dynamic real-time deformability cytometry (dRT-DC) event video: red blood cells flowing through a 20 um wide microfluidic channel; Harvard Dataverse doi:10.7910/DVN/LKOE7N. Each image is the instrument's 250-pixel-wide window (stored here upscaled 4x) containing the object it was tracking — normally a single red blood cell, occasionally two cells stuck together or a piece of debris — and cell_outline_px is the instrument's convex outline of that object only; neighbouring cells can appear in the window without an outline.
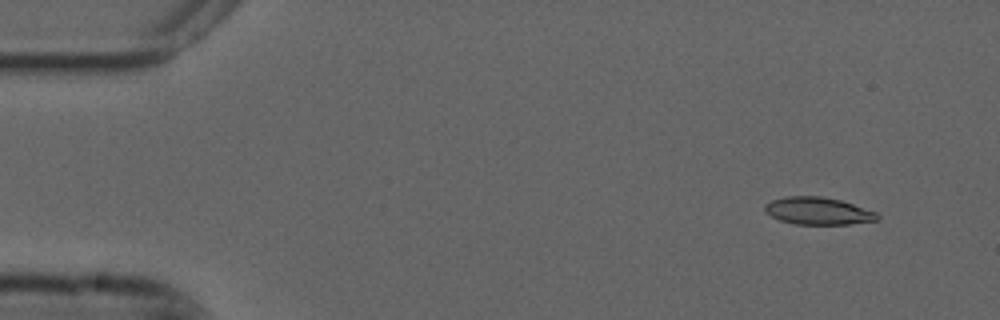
{"species": "common noctule bat (a hibernating species)", "species_latin": "Nyctalus noctula", "temperature_condition": "cold", "stored_images_in_passage": 51, "camera_frame_rate_fps": 3000, "um_per_image_px": 0.085, "animal": {"sex": "male", "forearm_length_mm": 52.5}, "frame": {"image": 1, "passage_image": 1, "time_ms": 0.0, "image_size_px": [1000, 320], "cell_outline_px": [[880, 220], [848, 224], [796, 224], [780, 220], [764, 212], [764, 204], [772, 200], [784, 196], [820, 196], [840, 200], [876, 212], [880, 216]], "centroid_in_image_um": [69.52, 17.93], "position_along_channel_um": 15.5, "area_um2": 17.92}}
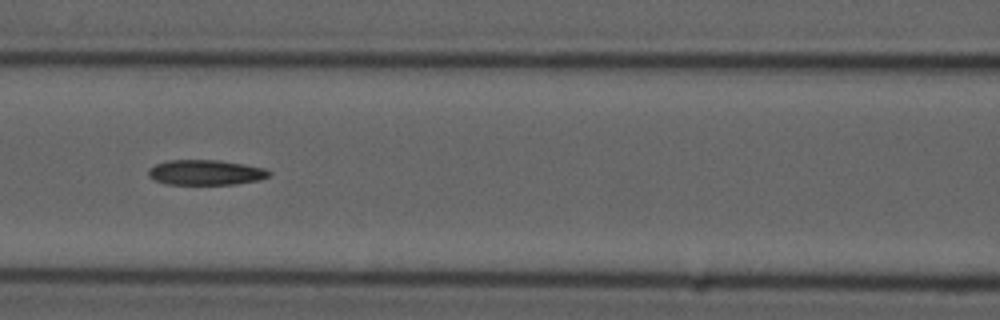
{"frame": {"image": 2, "passage_image": 20, "time_ms": 6.333, "image_size_px": [1000, 320], "cell_outline_px": [[272, 172], [268, 176], [260, 180], [236, 184], [168, 184], [156, 180], [148, 176], [148, 168], [156, 164], [168, 160], [220, 160], [244, 164], [264, 168]], "centroid_in_image_um": [17.49, 14.65], "position_along_channel_um": 149.1, "area_um2": 17.69}}
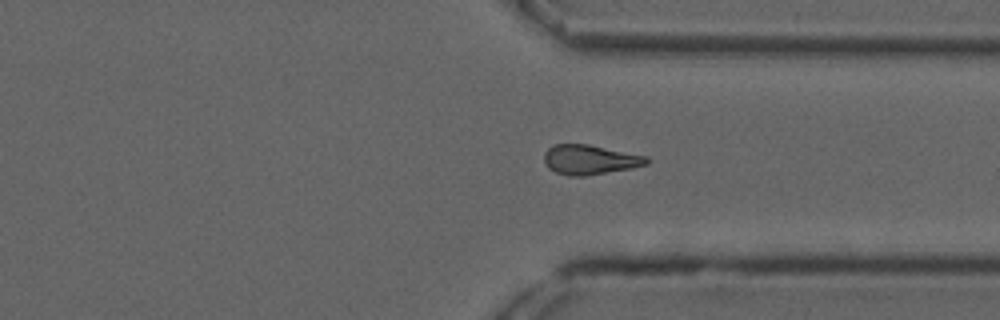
{"frame": {"image": 3, "passage_image": 37, "time_ms": 12.0, "image_size_px": [1000, 320], "cell_outline_px": [[652, 160], [648, 164], [632, 168], [584, 176], [568, 176], [556, 172], [548, 168], [544, 164], [544, 152], [552, 144], [588, 144], [648, 156]], "centroid_in_image_um": [50.15, 13.57], "position_along_channel_um": 361.3, "area_um2": 17.98}, "authors_computed_cell_mechanics": {"area_um2": 17.918, "velocity_mm_per_s": 3.7512, "shape_relaxation_time_tau1_ms": null, "shape_relaxation_time_tau2_ms": 10.2141, "deformation_change_tau1": null, "deformation_change_tau2": 0.2262}}